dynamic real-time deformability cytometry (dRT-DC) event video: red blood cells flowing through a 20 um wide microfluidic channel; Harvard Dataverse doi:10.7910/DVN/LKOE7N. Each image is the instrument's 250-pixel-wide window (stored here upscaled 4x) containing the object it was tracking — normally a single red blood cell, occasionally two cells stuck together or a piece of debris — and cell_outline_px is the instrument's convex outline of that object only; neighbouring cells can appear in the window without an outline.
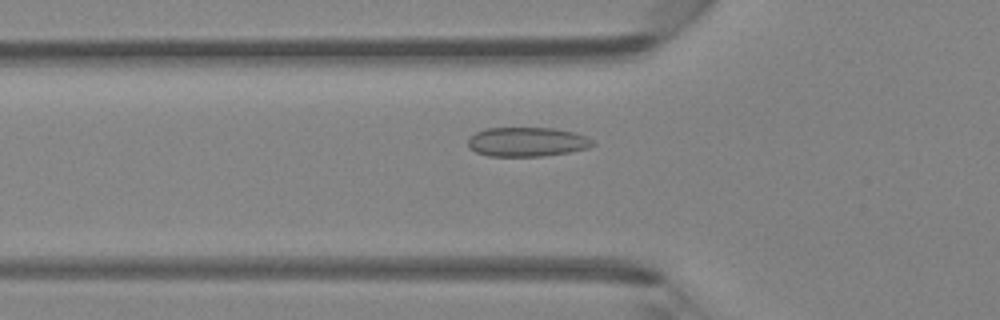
{"species": "Egyptian fruit bat (a non-hibernating species)", "species_latin": "Rousettus aegyptiacus", "temperature_condition": "room temperature", "stored_images_in_passage": 47, "camera_frame_rate_fps": 3000, "um_per_image_px": 0.085, "animal": {"sex": "female"}, "frame": {"image": 1, "passage_image": 16, "time_ms": 5.0, "image_size_px": [1000, 320], "cell_outline_px": [[596, 144], [588, 148], [568, 152], [544, 156], [488, 156], [476, 152], [468, 148], [468, 140], [476, 132], [488, 128], [556, 128], [572, 132], [584, 136], [592, 140]], "centroid_in_image_um": [44.79, 12.06], "position_along_channel_um": 81.0, "area_um2": 21.21}}
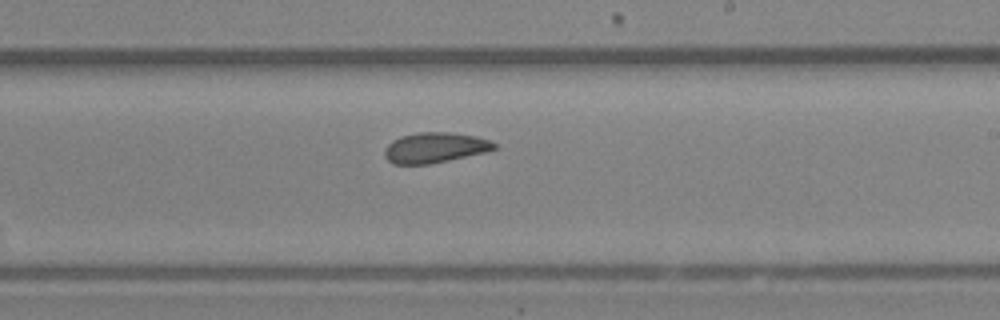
{"frame": {"image": 2, "passage_image": 28, "time_ms": 9.0, "image_size_px": [1000, 320], "cell_outline_px": [[496, 148], [488, 152], [428, 164], [392, 164], [384, 156], [384, 148], [392, 140], [400, 136], [420, 132], [448, 132], [476, 136], [488, 140], [496, 144]], "centroid_in_image_um": [36.94, 12.55], "position_along_channel_um": 252.1, "area_um2": 19.42}}
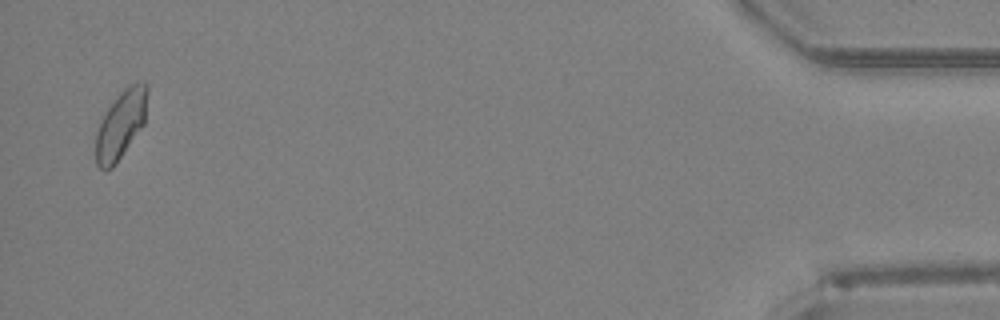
{"frame": {"image": 3, "passage_image": 46, "time_ms": 15.0, "image_size_px": [1000, 320], "cell_outline_px": [[148, 92], [144, 124], [112, 168], [104, 172], [96, 164], [96, 132], [108, 108], [120, 92], [128, 84], [144, 80], [148, 84]], "centroid_in_image_um": [10.29, 10.55], "position_along_channel_um": 424.9, "area_um2": 20.4}, "authors_computed_cell_mechanics": {"area_um2": 20.4034, "velocity_mm_per_s": 4.2791, "shape_relaxation_time_tau1_ms": 5.0751, "shape_relaxation_time_tau2_ms": 1.8261, "deformation_change_tau1": 0.0786, "deformation_change_tau2": 0.0482}}